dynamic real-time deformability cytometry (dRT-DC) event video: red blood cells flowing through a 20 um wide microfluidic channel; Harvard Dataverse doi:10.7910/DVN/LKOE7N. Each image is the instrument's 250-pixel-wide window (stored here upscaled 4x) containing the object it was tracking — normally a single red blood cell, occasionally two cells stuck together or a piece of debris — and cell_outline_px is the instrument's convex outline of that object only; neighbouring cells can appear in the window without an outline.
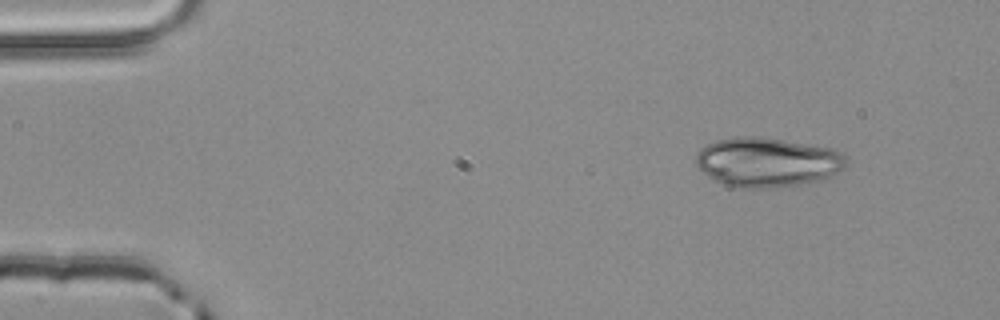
{"species": "common noctule bat (a hibernating species)", "species_latin": "Nyctalus noctula", "temperature_condition": "room temperature", "stored_images_in_passage": 4, "camera_frame_rate_fps": 3000, "um_per_image_px": 0.085, "animal": {"sex": "male", "body_mass_g": 20.4}, "frame": {"image": 1, "passage_image": 1, "time_ms": 0.0, "image_size_px": [1000, 320], "cell_outline_px": [[848, 164], [844, 168], [824, 180], [800, 184], [768, 188], [728, 188], [708, 176], [696, 164], [696, 156], [700, 148], [716, 140], [736, 136], [760, 136], [836, 148], [844, 152], [848, 156]], "centroid_in_image_um": [65.28, 13.78], "position_along_channel_um": 19.7, "area_um2": 44.22}}